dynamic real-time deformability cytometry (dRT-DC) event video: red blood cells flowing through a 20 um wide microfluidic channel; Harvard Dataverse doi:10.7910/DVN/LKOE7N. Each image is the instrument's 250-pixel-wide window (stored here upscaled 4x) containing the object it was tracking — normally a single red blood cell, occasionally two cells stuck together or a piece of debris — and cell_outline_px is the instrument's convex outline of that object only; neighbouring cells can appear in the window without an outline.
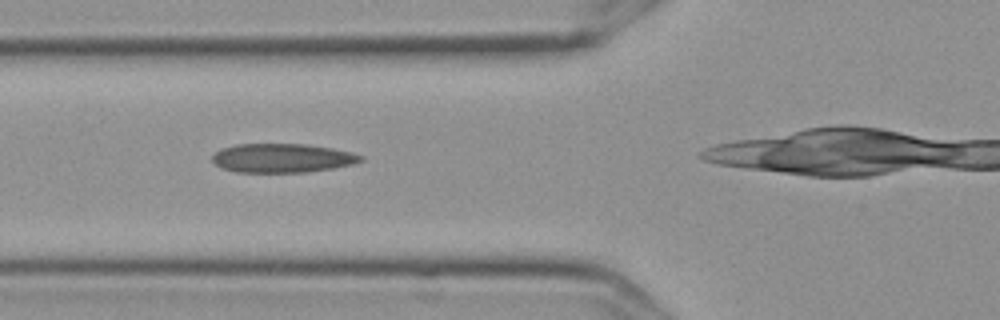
{"species": "Egyptian fruit bat (a non-hibernating species)", "species_latin": "Rousettus aegyptiacus", "temperature_condition": "cold", "stored_images_in_passage": 39, "camera_frame_rate_fps": 3000, "um_per_image_px": 0.085, "frame": {"image": 1, "passage_image": 14, "time_ms": 4.333, "image_size_px": [1000, 320], "cell_outline_px": [[364, 160], [352, 164], [332, 168], [308, 172], [236, 172], [224, 168], [216, 164], [212, 160], [212, 156], [220, 148], [236, 144], [304, 144], [332, 148], [352, 152], [364, 156]], "centroid_in_image_um": [24.0, 13.43], "position_along_channel_um": 101.8, "area_um2": 25.03}}
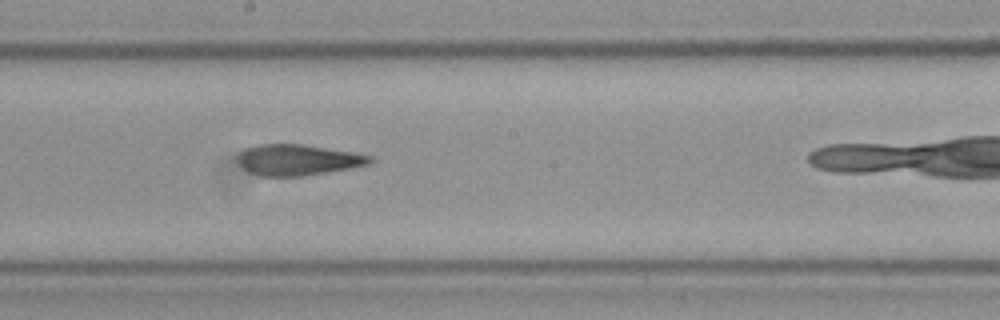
{"frame": {"image": 2, "passage_image": 24, "time_ms": 7.667, "image_size_px": [1000, 320], "cell_outline_px": [[376, 160], [368, 164], [352, 168], [304, 176], [260, 176], [248, 172], [240, 164], [240, 152], [248, 148], [260, 144], [300, 144], [352, 152], [372, 156]], "centroid_in_image_um": [25.37, 13.6], "position_along_channel_um": 222.8, "area_um2": 23.58}}
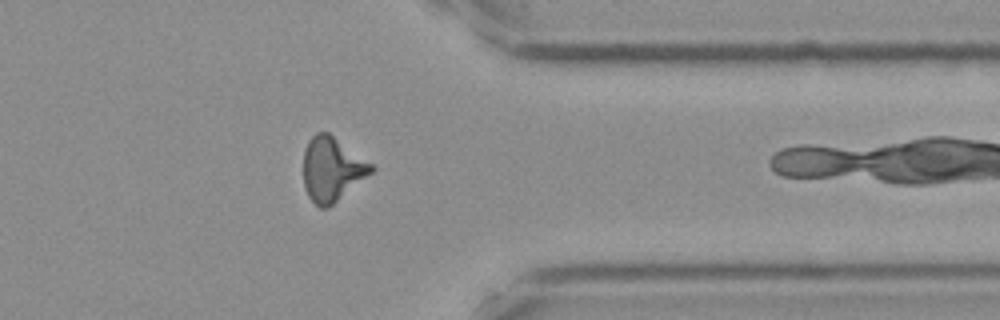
{"frame": {"image": 3, "passage_image": 38, "time_ms": 12.333, "image_size_px": [1000, 320], "cell_outline_px": [[376, 168], [372, 172], [328, 208], [320, 208], [308, 196], [304, 188], [304, 148], [308, 140], [316, 132], [328, 132], [372, 164]], "centroid_in_image_um": [28.19, 14.37], "position_along_channel_um": 383.2, "area_um2": 25.09}}